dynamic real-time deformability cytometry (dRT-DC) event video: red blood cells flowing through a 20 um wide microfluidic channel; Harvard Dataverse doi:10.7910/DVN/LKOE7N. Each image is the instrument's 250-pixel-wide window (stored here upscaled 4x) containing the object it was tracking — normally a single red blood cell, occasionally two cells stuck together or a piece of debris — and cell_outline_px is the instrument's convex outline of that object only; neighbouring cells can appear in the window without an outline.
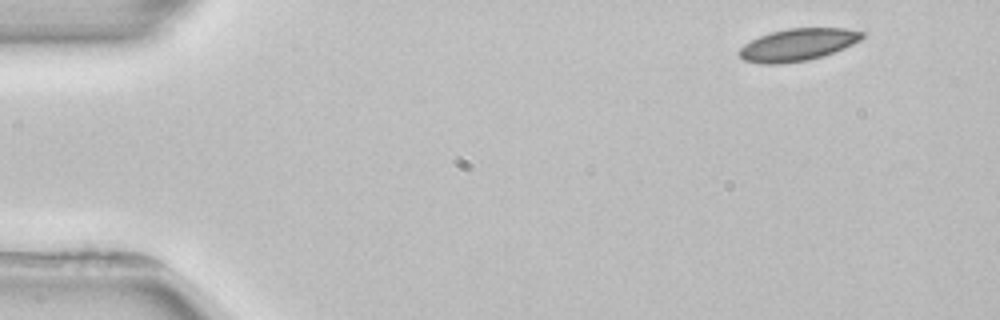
{"species": "common noctule bat (a hibernating species)", "species_latin": "Nyctalus noctula", "temperature_condition": "room temperature", "stored_images_in_passage": 3, "camera_frame_rate_fps": 3000, "um_per_image_px": 0.085, "animal": {"sex": "female", "body_mass_g": 22.7, "forearm_length_mm": 54.2}, "frame": {"image": 1, "passage_image": 1, "time_ms": 0.0, "image_size_px": [1000, 320], "cell_outline_px": [[864, 36], [860, 40], [844, 48], [824, 56], [808, 60], [780, 64], [764, 64], [744, 60], [736, 52], [744, 44], [760, 36], [772, 32], [788, 28], [844, 28], [864, 32]], "centroid_in_image_um": [67.8, 3.8], "position_along_channel_um": 17.2, "area_um2": 23.06}}
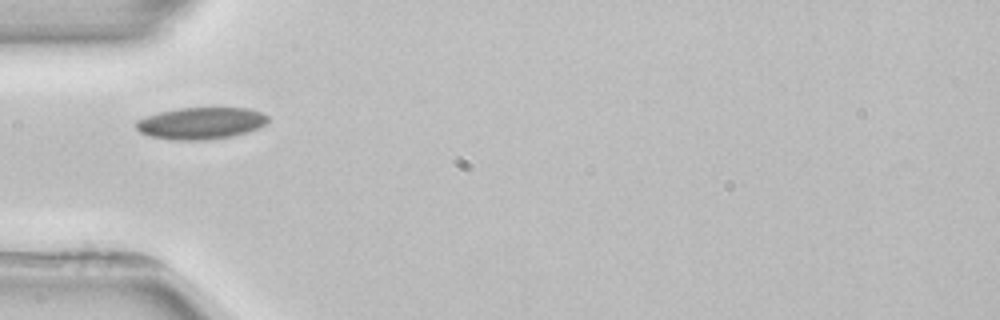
{"frame": {"image": 2, "passage_image": 3, "time_ms": 4.0, "image_size_px": [1000, 320], "cell_outline_px": [[268, 120], [264, 124], [248, 132], [232, 136], [204, 140], [172, 140], [148, 136], [140, 132], [136, 128], [136, 120], [160, 112], [180, 108], [248, 108], [260, 112], [268, 116]], "centroid_in_image_um": [17.05, 10.48], "position_along_channel_um": 67.9, "area_um2": 24.33}}